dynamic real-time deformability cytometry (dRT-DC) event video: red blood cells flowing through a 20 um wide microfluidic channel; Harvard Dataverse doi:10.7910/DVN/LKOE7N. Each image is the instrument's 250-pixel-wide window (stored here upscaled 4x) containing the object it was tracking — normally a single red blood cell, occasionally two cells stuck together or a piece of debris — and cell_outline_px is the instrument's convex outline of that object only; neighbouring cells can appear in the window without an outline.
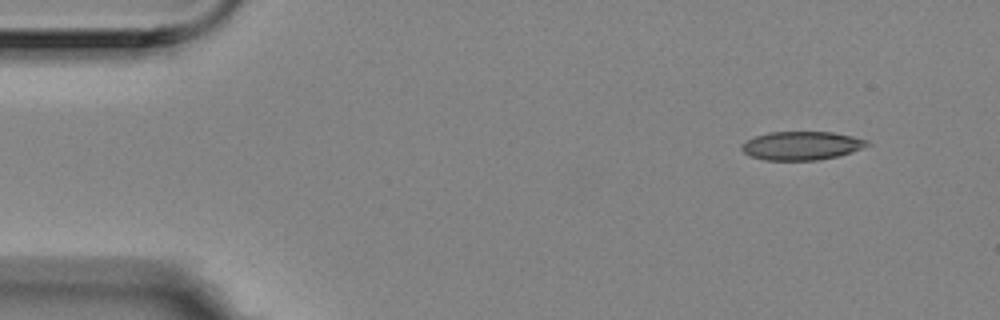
{"species": "Egyptian fruit bat (a non-hibernating species)", "species_latin": "Rousettus aegyptiacus", "temperature_condition": "room temperature", "stored_images_in_passage": 4, "camera_frame_rate_fps": 3000, "um_per_image_px": 0.085, "animal": {"sex": "female"}, "frame": {"image": 1, "passage_image": 1, "time_ms": 0.0, "image_size_px": [1000, 320], "cell_outline_px": [[872, 144], [852, 152], [820, 160], [764, 160], [748, 156], [740, 148], [748, 140], [756, 136], [768, 132], [832, 132], [852, 136], [868, 140]], "centroid_in_image_um": [68.15, 12.38], "position_along_channel_um": 16.8, "area_um2": 20.87}}